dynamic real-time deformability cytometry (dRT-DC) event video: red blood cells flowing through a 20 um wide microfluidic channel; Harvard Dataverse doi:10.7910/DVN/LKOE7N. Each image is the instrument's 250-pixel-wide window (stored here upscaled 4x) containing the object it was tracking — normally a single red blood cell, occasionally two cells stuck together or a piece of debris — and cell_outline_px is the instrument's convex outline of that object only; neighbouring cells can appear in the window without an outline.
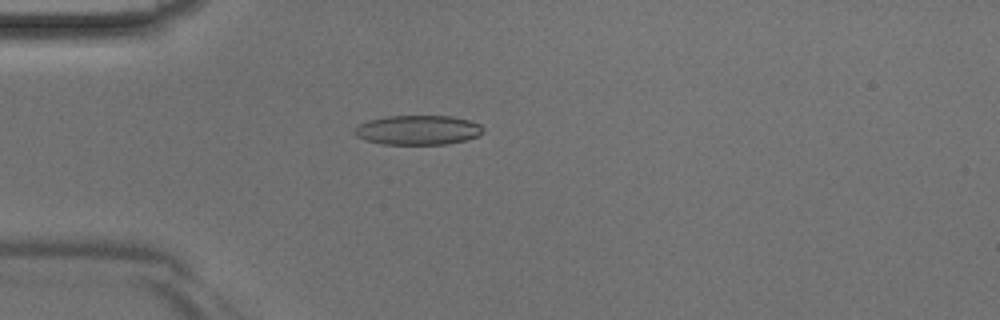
{"species": "Egyptian fruit bat (a non-hibernating species)", "species_latin": "Rousettus aegyptiacus", "temperature_condition": "room temperature", "stored_images_in_passage": 39, "camera_frame_rate_fps": 3000, "um_per_image_px": 0.085, "animal": {"sex": "male"}, "frame": {"image": 1, "passage_image": 7, "time_ms": 2.0, "image_size_px": [1000, 320], "cell_outline_px": [[484, 132], [480, 136], [448, 144], [384, 144], [364, 140], [356, 136], [352, 132], [360, 124], [368, 120], [384, 116], [452, 116], [468, 120], [480, 124], [484, 128]], "centroid_in_image_um": [35.53, 11.05], "position_along_channel_um": 49.5, "area_um2": 22.25}}
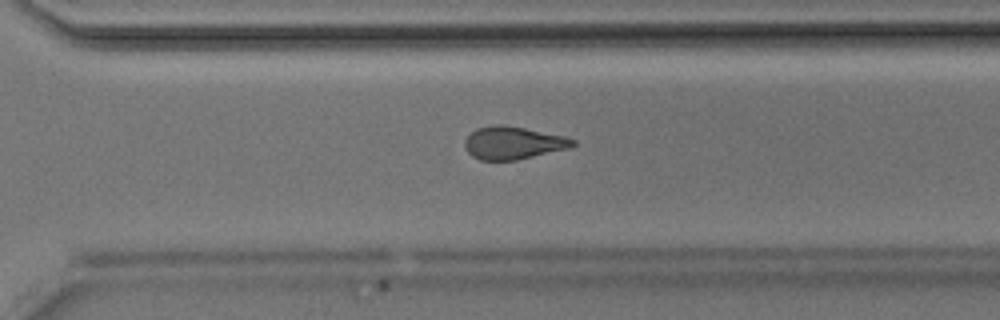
{"frame": {"image": 2, "passage_image": 26, "time_ms": 8.333, "image_size_px": [1000, 320], "cell_outline_px": [[576, 144], [568, 148], [516, 160], [480, 160], [472, 156], [464, 148], [464, 140], [476, 128], [492, 124], [504, 124], [564, 136], [576, 140]], "centroid_in_image_um": [43.57, 12.13], "position_along_channel_um": 327.0, "area_um2": 20.58}}
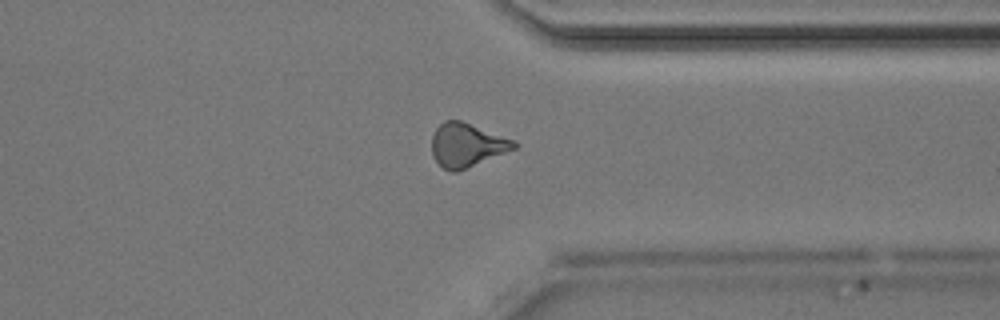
{"frame": {"image": 3, "passage_image": 29, "time_ms": 9.333, "image_size_px": [1000, 320], "cell_outline_px": [[520, 144], [516, 148], [456, 172], [452, 172], [444, 168], [432, 156], [432, 136], [436, 128], [444, 120], [460, 120], [516, 140]], "centroid_in_image_um": [39.69, 12.31], "position_along_channel_um": 371.7, "area_um2": 20.87}}